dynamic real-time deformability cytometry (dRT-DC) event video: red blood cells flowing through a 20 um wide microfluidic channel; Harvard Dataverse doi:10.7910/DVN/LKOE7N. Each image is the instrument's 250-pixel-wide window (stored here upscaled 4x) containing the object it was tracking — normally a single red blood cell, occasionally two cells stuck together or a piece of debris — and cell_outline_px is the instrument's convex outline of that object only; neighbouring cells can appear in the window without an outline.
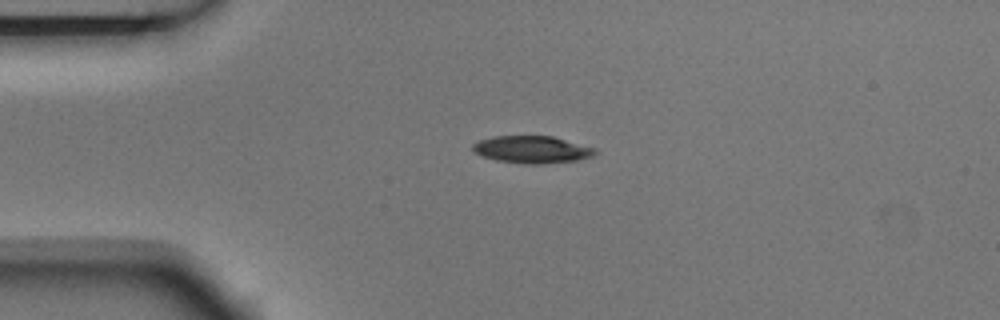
{"species": "Egyptian fruit bat (a non-hibernating species)", "species_latin": "Rousettus aegyptiacus", "temperature_condition": "room temperature", "stored_images_in_passage": 4, "camera_frame_rate_fps": 3000, "um_per_image_px": 0.085, "animal": {"sex": "male"}, "frame": {"image": 1, "passage_image": 4, "time_ms": 1.0, "image_size_px": [1000, 320], "cell_outline_px": [[600, 152], [592, 156], [576, 160], [540, 164], [528, 164], [496, 160], [472, 152], [472, 144], [480, 140], [492, 136], [552, 136], [596, 148]], "centroid_in_image_um": [45.23, 12.7], "position_along_channel_um": 39.8, "area_um2": 19.42}}